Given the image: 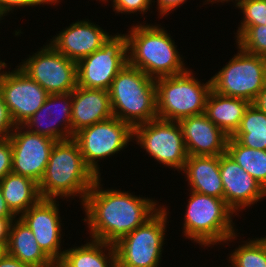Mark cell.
I'll return each mask as SVG.
<instances>
[{
    "label": "cell",
    "instance_id": "6da1fadb",
    "mask_svg": "<svg viewBox=\"0 0 266 267\" xmlns=\"http://www.w3.org/2000/svg\"><path fill=\"white\" fill-rule=\"evenodd\" d=\"M98 177L81 204L86 213L90 237L109 244L134 231L150 219L162 206L157 200L132 195L119 189H105Z\"/></svg>",
    "mask_w": 266,
    "mask_h": 267
},
{
    "label": "cell",
    "instance_id": "7a4b0ae2",
    "mask_svg": "<svg viewBox=\"0 0 266 267\" xmlns=\"http://www.w3.org/2000/svg\"><path fill=\"white\" fill-rule=\"evenodd\" d=\"M97 178L84 162L77 142L71 138L55 142L38 189L42 199L79 196L83 204Z\"/></svg>",
    "mask_w": 266,
    "mask_h": 267
},
{
    "label": "cell",
    "instance_id": "3957f363",
    "mask_svg": "<svg viewBox=\"0 0 266 267\" xmlns=\"http://www.w3.org/2000/svg\"><path fill=\"white\" fill-rule=\"evenodd\" d=\"M160 26L140 23L126 33L128 63L154 79L178 75L188 69L172 36Z\"/></svg>",
    "mask_w": 266,
    "mask_h": 267
},
{
    "label": "cell",
    "instance_id": "277c9868",
    "mask_svg": "<svg viewBox=\"0 0 266 267\" xmlns=\"http://www.w3.org/2000/svg\"><path fill=\"white\" fill-rule=\"evenodd\" d=\"M155 81L127 63L108 90L113 117L132 127L157 119Z\"/></svg>",
    "mask_w": 266,
    "mask_h": 267
},
{
    "label": "cell",
    "instance_id": "5b68a950",
    "mask_svg": "<svg viewBox=\"0 0 266 267\" xmlns=\"http://www.w3.org/2000/svg\"><path fill=\"white\" fill-rule=\"evenodd\" d=\"M184 215L183 234L196 244L207 248L237 239L232 220L234 211L219 199L206 194L190 191Z\"/></svg>",
    "mask_w": 266,
    "mask_h": 267
},
{
    "label": "cell",
    "instance_id": "8992f818",
    "mask_svg": "<svg viewBox=\"0 0 266 267\" xmlns=\"http://www.w3.org/2000/svg\"><path fill=\"white\" fill-rule=\"evenodd\" d=\"M192 70L157 78V116L167 121L205 113L206 100L211 91V79L201 83Z\"/></svg>",
    "mask_w": 266,
    "mask_h": 267
},
{
    "label": "cell",
    "instance_id": "52a82bcc",
    "mask_svg": "<svg viewBox=\"0 0 266 267\" xmlns=\"http://www.w3.org/2000/svg\"><path fill=\"white\" fill-rule=\"evenodd\" d=\"M163 207L143 225L114 244L117 267H158L160 265L169 214L168 208Z\"/></svg>",
    "mask_w": 266,
    "mask_h": 267
},
{
    "label": "cell",
    "instance_id": "ba28073f",
    "mask_svg": "<svg viewBox=\"0 0 266 267\" xmlns=\"http://www.w3.org/2000/svg\"><path fill=\"white\" fill-rule=\"evenodd\" d=\"M237 49L228 64L210 78L211 89L252 103L266 84V58L247 53L239 46Z\"/></svg>",
    "mask_w": 266,
    "mask_h": 267
},
{
    "label": "cell",
    "instance_id": "9c48e42d",
    "mask_svg": "<svg viewBox=\"0 0 266 267\" xmlns=\"http://www.w3.org/2000/svg\"><path fill=\"white\" fill-rule=\"evenodd\" d=\"M133 138V127L116 117L83 128L73 136L84 162L97 177L101 176L98 162L124 150Z\"/></svg>",
    "mask_w": 266,
    "mask_h": 267
},
{
    "label": "cell",
    "instance_id": "30bf717a",
    "mask_svg": "<svg viewBox=\"0 0 266 267\" xmlns=\"http://www.w3.org/2000/svg\"><path fill=\"white\" fill-rule=\"evenodd\" d=\"M133 140L159 164L182 171L188 154L178 121L154 119L133 127Z\"/></svg>",
    "mask_w": 266,
    "mask_h": 267
},
{
    "label": "cell",
    "instance_id": "8fae6325",
    "mask_svg": "<svg viewBox=\"0 0 266 267\" xmlns=\"http://www.w3.org/2000/svg\"><path fill=\"white\" fill-rule=\"evenodd\" d=\"M127 63L126 34L110 35L101 48L77 62V86L108 91Z\"/></svg>",
    "mask_w": 266,
    "mask_h": 267
},
{
    "label": "cell",
    "instance_id": "7c38bea8",
    "mask_svg": "<svg viewBox=\"0 0 266 267\" xmlns=\"http://www.w3.org/2000/svg\"><path fill=\"white\" fill-rule=\"evenodd\" d=\"M21 63L18 67L49 94L73 92L77 87V62L50 43Z\"/></svg>",
    "mask_w": 266,
    "mask_h": 267
},
{
    "label": "cell",
    "instance_id": "4fadbf2b",
    "mask_svg": "<svg viewBox=\"0 0 266 267\" xmlns=\"http://www.w3.org/2000/svg\"><path fill=\"white\" fill-rule=\"evenodd\" d=\"M6 67L5 62L0 63V96L14 124L22 126L41 108L49 93L18 66L11 72L4 71Z\"/></svg>",
    "mask_w": 266,
    "mask_h": 267
},
{
    "label": "cell",
    "instance_id": "5bb4252c",
    "mask_svg": "<svg viewBox=\"0 0 266 267\" xmlns=\"http://www.w3.org/2000/svg\"><path fill=\"white\" fill-rule=\"evenodd\" d=\"M12 149V173L29 177L39 184L49 161L55 140L16 126L9 136Z\"/></svg>",
    "mask_w": 266,
    "mask_h": 267
},
{
    "label": "cell",
    "instance_id": "9a60e30c",
    "mask_svg": "<svg viewBox=\"0 0 266 267\" xmlns=\"http://www.w3.org/2000/svg\"><path fill=\"white\" fill-rule=\"evenodd\" d=\"M58 202V203H57ZM59 201L56 199H40L18 218L33 232L36 242L44 253L52 260L63 258L61 251V217Z\"/></svg>",
    "mask_w": 266,
    "mask_h": 267
},
{
    "label": "cell",
    "instance_id": "2e32d148",
    "mask_svg": "<svg viewBox=\"0 0 266 267\" xmlns=\"http://www.w3.org/2000/svg\"><path fill=\"white\" fill-rule=\"evenodd\" d=\"M220 177L223 183V199L237 215L238 211L261 201L266 190L226 152L219 156ZM241 208V209H240Z\"/></svg>",
    "mask_w": 266,
    "mask_h": 267
},
{
    "label": "cell",
    "instance_id": "e0dca14e",
    "mask_svg": "<svg viewBox=\"0 0 266 267\" xmlns=\"http://www.w3.org/2000/svg\"><path fill=\"white\" fill-rule=\"evenodd\" d=\"M71 111L72 92L49 94L41 108L22 126L55 141L71 139Z\"/></svg>",
    "mask_w": 266,
    "mask_h": 267
},
{
    "label": "cell",
    "instance_id": "ac0fdd59",
    "mask_svg": "<svg viewBox=\"0 0 266 267\" xmlns=\"http://www.w3.org/2000/svg\"><path fill=\"white\" fill-rule=\"evenodd\" d=\"M180 124L188 156H220L229 137L205 113L182 118Z\"/></svg>",
    "mask_w": 266,
    "mask_h": 267
},
{
    "label": "cell",
    "instance_id": "d6986e66",
    "mask_svg": "<svg viewBox=\"0 0 266 267\" xmlns=\"http://www.w3.org/2000/svg\"><path fill=\"white\" fill-rule=\"evenodd\" d=\"M109 36L102 27L86 19L73 22L49 43L68 59L78 62L101 48Z\"/></svg>",
    "mask_w": 266,
    "mask_h": 267
},
{
    "label": "cell",
    "instance_id": "ffe728a7",
    "mask_svg": "<svg viewBox=\"0 0 266 267\" xmlns=\"http://www.w3.org/2000/svg\"><path fill=\"white\" fill-rule=\"evenodd\" d=\"M113 117L109 92L77 86L72 92L71 138L83 128Z\"/></svg>",
    "mask_w": 266,
    "mask_h": 267
},
{
    "label": "cell",
    "instance_id": "44dd1931",
    "mask_svg": "<svg viewBox=\"0 0 266 267\" xmlns=\"http://www.w3.org/2000/svg\"><path fill=\"white\" fill-rule=\"evenodd\" d=\"M181 172L186 174L190 191L223 199L219 156H188Z\"/></svg>",
    "mask_w": 266,
    "mask_h": 267
},
{
    "label": "cell",
    "instance_id": "7402d4cb",
    "mask_svg": "<svg viewBox=\"0 0 266 267\" xmlns=\"http://www.w3.org/2000/svg\"><path fill=\"white\" fill-rule=\"evenodd\" d=\"M250 104L248 100L224 96L211 89L206 100L205 114L228 137H232Z\"/></svg>",
    "mask_w": 266,
    "mask_h": 267
},
{
    "label": "cell",
    "instance_id": "603a6c76",
    "mask_svg": "<svg viewBox=\"0 0 266 267\" xmlns=\"http://www.w3.org/2000/svg\"><path fill=\"white\" fill-rule=\"evenodd\" d=\"M6 248L7 254L32 267L53 265V261L36 242L31 229L19 218L12 221Z\"/></svg>",
    "mask_w": 266,
    "mask_h": 267
},
{
    "label": "cell",
    "instance_id": "cb8c5ba5",
    "mask_svg": "<svg viewBox=\"0 0 266 267\" xmlns=\"http://www.w3.org/2000/svg\"><path fill=\"white\" fill-rule=\"evenodd\" d=\"M0 186L8 208L16 217L41 199L38 183L26 176L11 172L0 181Z\"/></svg>",
    "mask_w": 266,
    "mask_h": 267
},
{
    "label": "cell",
    "instance_id": "d4e9b609",
    "mask_svg": "<svg viewBox=\"0 0 266 267\" xmlns=\"http://www.w3.org/2000/svg\"><path fill=\"white\" fill-rule=\"evenodd\" d=\"M90 241L80 247L74 246L64 250L62 259L70 267H117L114 245L100 240L90 239Z\"/></svg>",
    "mask_w": 266,
    "mask_h": 267
},
{
    "label": "cell",
    "instance_id": "484cf974",
    "mask_svg": "<svg viewBox=\"0 0 266 267\" xmlns=\"http://www.w3.org/2000/svg\"><path fill=\"white\" fill-rule=\"evenodd\" d=\"M232 138L243 146L266 150V113L250 104Z\"/></svg>",
    "mask_w": 266,
    "mask_h": 267
},
{
    "label": "cell",
    "instance_id": "4316f807",
    "mask_svg": "<svg viewBox=\"0 0 266 267\" xmlns=\"http://www.w3.org/2000/svg\"><path fill=\"white\" fill-rule=\"evenodd\" d=\"M226 153L266 190V150L243 146L229 137Z\"/></svg>",
    "mask_w": 266,
    "mask_h": 267
},
{
    "label": "cell",
    "instance_id": "83f0119b",
    "mask_svg": "<svg viewBox=\"0 0 266 267\" xmlns=\"http://www.w3.org/2000/svg\"><path fill=\"white\" fill-rule=\"evenodd\" d=\"M229 255L230 267H266L265 246L256 238L234 249Z\"/></svg>",
    "mask_w": 266,
    "mask_h": 267
},
{
    "label": "cell",
    "instance_id": "f1b7e54d",
    "mask_svg": "<svg viewBox=\"0 0 266 267\" xmlns=\"http://www.w3.org/2000/svg\"><path fill=\"white\" fill-rule=\"evenodd\" d=\"M236 2V3H235ZM235 7L242 10L243 20L238 27V37L247 27L254 25H266V0H236Z\"/></svg>",
    "mask_w": 266,
    "mask_h": 267
},
{
    "label": "cell",
    "instance_id": "f546056e",
    "mask_svg": "<svg viewBox=\"0 0 266 267\" xmlns=\"http://www.w3.org/2000/svg\"><path fill=\"white\" fill-rule=\"evenodd\" d=\"M236 38L242 50L266 58V25L249 26Z\"/></svg>",
    "mask_w": 266,
    "mask_h": 267
},
{
    "label": "cell",
    "instance_id": "4dcf8cb0",
    "mask_svg": "<svg viewBox=\"0 0 266 267\" xmlns=\"http://www.w3.org/2000/svg\"><path fill=\"white\" fill-rule=\"evenodd\" d=\"M152 2L155 3L154 0H113V11L116 13L124 14H133L140 12V14L144 15V12L150 9Z\"/></svg>",
    "mask_w": 266,
    "mask_h": 267
},
{
    "label": "cell",
    "instance_id": "1f68e13d",
    "mask_svg": "<svg viewBox=\"0 0 266 267\" xmlns=\"http://www.w3.org/2000/svg\"><path fill=\"white\" fill-rule=\"evenodd\" d=\"M59 0H0V11L4 16H7L12 9L20 8V7H37L38 5L50 4V5H57L60 3ZM15 7V8H14ZM6 14V15H5Z\"/></svg>",
    "mask_w": 266,
    "mask_h": 267
},
{
    "label": "cell",
    "instance_id": "d6a6232c",
    "mask_svg": "<svg viewBox=\"0 0 266 267\" xmlns=\"http://www.w3.org/2000/svg\"><path fill=\"white\" fill-rule=\"evenodd\" d=\"M12 172V149L10 139L0 141V181Z\"/></svg>",
    "mask_w": 266,
    "mask_h": 267
},
{
    "label": "cell",
    "instance_id": "836d02e7",
    "mask_svg": "<svg viewBox=\"0 0 266 267\" xmlns=\"http://www.w3.org/2000/svg\"><path fill=\"white\" fill-rule=\"evenodd\" d=\"M15 127L8 108L0 96V141L9 138Z\"/></svg>",
    "mask_w": 266,
    "mask_h": 267
},
{
    "label": "cell",
    "instance_id": "e575fe53",
    "mask_svg": "<svg viewBox=\"0 0 266 267\" xmlns=\"http://www.w3.org/2000/svg\"><path fill=\"white\" fill-rule=\"evenodd\" d=\"M187 0H157V9L160 17L164 15H169L168 13L180 7V5L186 3Z\"/></svg>",
    "mask_w": 266,
    "mask_h": 267
},
{
    "label": "cell",
    "instance_id": "d590c367",
    "mask_svg": "<svg viewBox=\"0 0 266 267\" xmlns=\"http://www.w3.org/2000/svg\"><path fill=\"white\" fill-rule=\"evenodd\" d=\"M16 218L0 217V243H7L9 237L10 226Z\"/></svg>",
    "mask_w": 266,
    "mask_h": 267
},
{
    "label": "cell",
    "instance_id": "8d00e7d4",
    "mask_svg": "<svg viewBox=\"0 0 266 267\" xmlns=\"http://www.w3.org/2000/svg\"><path fill=\"white\" fill-rule=\"evenodd\" d=\"M0 267H32V266H30L29 264L23 263L17 258H14L6 253L0 259Z\"/></svg>",
    "mask_w": 266,
    "mask_h": 267
},
{
    "label": "cell",
    "instance_id": "74e56055",
    "mask_svg": "<svg viewBox=\"0 0 266 267\" xmlns=\"http://www.w3.org/2000/svg\"><path fill=\"white\" fill-rule=\"evenodd\" d=\"M251 104L266 113V84Z\"/></svg>",
    "mask_w": 266,
    "mask_h": 267
},
{
    "label": "cell",
    "instance_id": "f35d334b",
    "mask_svg": "<svg viewBox=\"0 0 266 267\" xmlns=\"http://www.w3.org/2000/svg\"><path fill=\"white\" fill-rule=\"evenodd\" d=\"M0 217L2 218H16V216L8 208L6 201L2 194V189L0 186Z\"/></svg>",
    "mask_w": 266,
    "mask_h": 267
},
{
    "label": "cell",
    "instance_id": "ab89813d",
    "mask_svg": "<svg viewBox=\"0 0 266 267\" xmlns=\"http://www.w3.org/2000/svg\"><path fill=\"white\" fill-rule=\"evenodd\" d=\"M52 267H70L62 258L53 261Z\"/></svg>",
    "mask_w": 266,
    "mask_h": 267
},
{
    "label": "cell",
    "instance_id": "60d3db41",
    "mask_svg": "<svg viewBox=\"0 0 266 267\" xmlns=\"http://www.w3.org/2000/svg\"><path fill=\"white\" fill-rule=\"evenodd\" d=\"M7 243H0V259L7 253Z\"/></svg>",
    "mask_w": 266,
    "mask_h": 267
},
{
    "label": "cell",
    "instance_id": "b9f144b4",
    "mask_svg": "<svg viewBox=\"0 0 266 267\" xmlns=\"http://www.w3.org/2000/svg\"><path fill=\"white\" fill-rule=\"evenodd\" d=\"M228 1L230 2V1H234V0H206L205 2H210L213 5V3H219V2H222V3L226 2V3H228Z\"/></svg>",
    "mask_w": 266,
    "mask_h": 267
},
{
    "label": "cell",
    "instance_id": "7bdbcfd3",
    "mask_svg": "<svg viewBox=\"0 0 266 267\" xmlns=\"http://www.w3.org/2000/svg\"><path fill=\"white\" fill-rule=\"evenodd\" d=\"M257 239L265 246V250H266V236L261 237V238H257Z\"/></svg>",
    "mask_w": 266,
    "mask_h": 267
},
{
    "label": "cell",
    "instance_id": "ee69618b",
    "mask_svg": "<svg viewBox=\"0 0 266 267\" xmlns=\"http://www.w3.org/2000/svg\"><path fill=\"white\" fill-rule=\"evenodd\" d=\"M3 18H4V15L0 11V21L3 20Z\"/></svg>",
    "mask_w": 266,
    "mask_h": 267
}]
</instances>
